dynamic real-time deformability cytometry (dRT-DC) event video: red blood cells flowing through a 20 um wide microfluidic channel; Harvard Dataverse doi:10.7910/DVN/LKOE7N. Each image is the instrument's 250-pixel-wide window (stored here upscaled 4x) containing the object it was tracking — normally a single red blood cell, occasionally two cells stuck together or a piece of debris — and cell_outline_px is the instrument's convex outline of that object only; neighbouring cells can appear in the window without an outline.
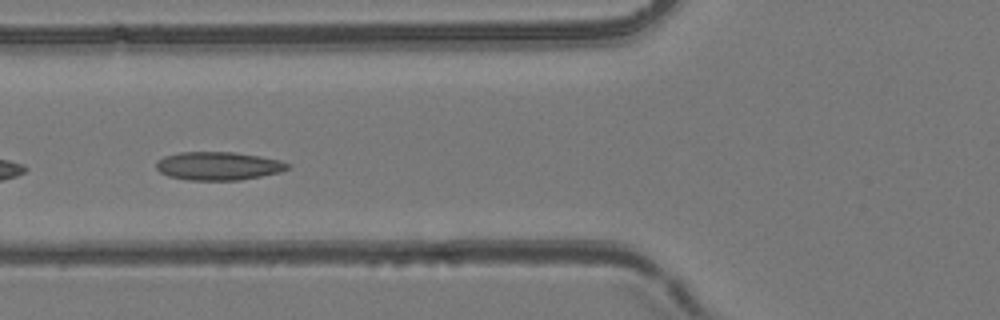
{"species": "common noctule bat (a hibernating species)", "species_latin": "Nyctalus noctula", "temperature_condition": "room temperature", "stored_images_in_passage": 24, "camera_frame_rate_fps": 3000, "um_per_image_px": 0.085, "animal": {"sex": "female", "body_mass_g": 24.6, "forearm_length_mm": 56.2}, "frame": {"image": 1, "passage_image": 21, "time_ms": 6.667, "image_size_px": [1000, 320], "cell_outline_px": [[292, 168], [280, 172], [240, 180], [188, 180], [168, 176], [160, 172], [156, 168], [156, 160], [164, 156], [180, 152], [236, 152], [260, 156], [280, 160], [292, 164]], "centroid_in_image_um": [18.58, 14.1], "position_along_channel_um": 107.2, "area_um2": 21.91}}